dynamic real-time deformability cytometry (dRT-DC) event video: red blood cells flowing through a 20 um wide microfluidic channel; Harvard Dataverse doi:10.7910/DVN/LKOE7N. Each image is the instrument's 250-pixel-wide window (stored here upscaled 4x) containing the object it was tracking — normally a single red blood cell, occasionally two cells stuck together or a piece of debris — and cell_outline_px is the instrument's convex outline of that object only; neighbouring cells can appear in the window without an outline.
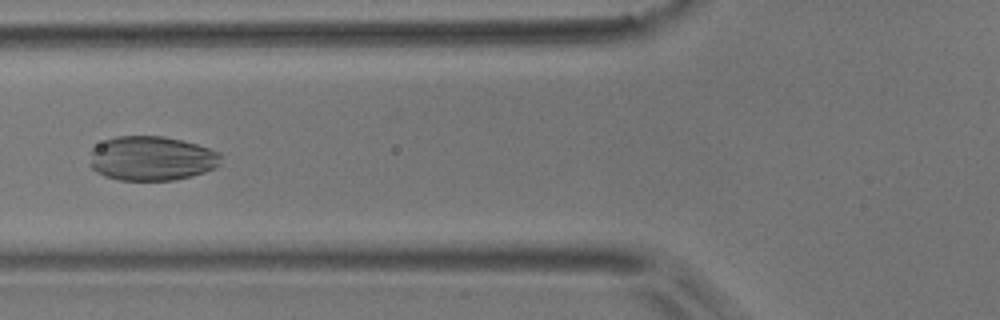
{"species": "common noctule bat (a hibernating species)", "species_latin": "Nyctalus noctula", "temperature_condition": "room temperature", "stored_images_in_passage": 8, "camera_frame_rate_fps": 3000, "um_per_image_px": 0.085, "animal": {"sex": "male", "body_mass_g": 17.9}, "frame": {"image": 1, "passage_image": 5, "time_ms": 5.667, "image_size_px": [1000, 320], "cell_outline_px": [[220, 164], [216, 168], [192, 176], [172, 180], [120, 180], [104, 176], [96, 172], [88, 164], [92, 148], [104, 140], [116, 136], [164, 136], [196, 144], [220, 152]], "centroid_in_image_um": [12.86, 13.47], "position_along_channel_um": 112.9, "area_um2": 34.16}}
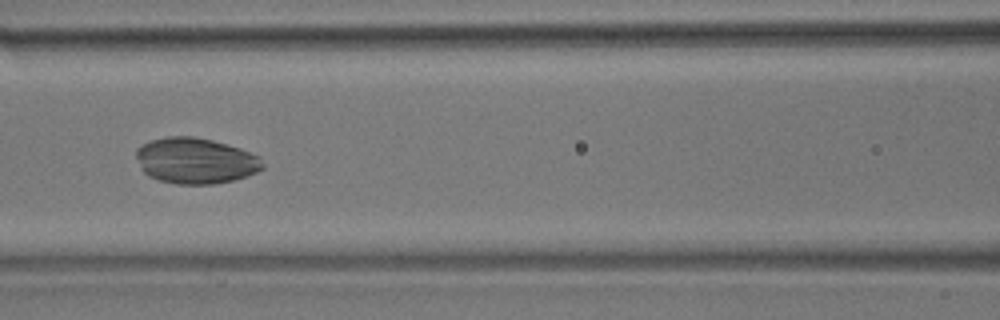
{"frame": {"image": 2, "passage_image": 6, "time_ms": 6.667, "image_size_px": [1000, 320], "cell_outline_px": [[264, 168], [248, 176], [232, 180], [212, 184], [176, 184], [160, 180], [148, 176], [144, 172], [136, 156], [136, 148], [148, 140], [168, 136], [192, 136], [212, 140], [240, 148], [260, 156], [264, 164]], "centroid_in_image_um": [16.62, 13.65], "position_along_channel_um": 150.0, "area_um2": 33.93}}
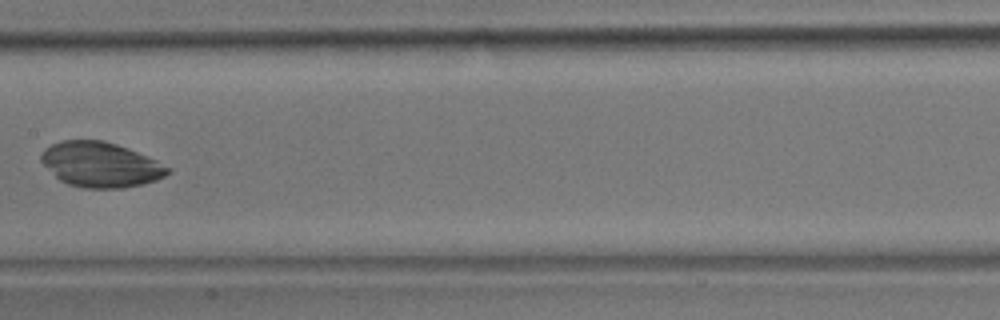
{"frame": {"image": 3, "passage_image": 7, "time_ms": 8.0, "image_size_px": [1000, 320], "cell_outline_px": [[172, 172], [156, 180], [124, 188], [84, 188], [68, 184], [60, 180], [40, 160], [40, 156], [44, 148], [60, 140], [104, 140], [128, 148], [156, 160], [172, 168]], "centroid_in_image_um": [8.56, 13.98], "position_along_channel_um": 198.8, "area_um2": 33.18}}